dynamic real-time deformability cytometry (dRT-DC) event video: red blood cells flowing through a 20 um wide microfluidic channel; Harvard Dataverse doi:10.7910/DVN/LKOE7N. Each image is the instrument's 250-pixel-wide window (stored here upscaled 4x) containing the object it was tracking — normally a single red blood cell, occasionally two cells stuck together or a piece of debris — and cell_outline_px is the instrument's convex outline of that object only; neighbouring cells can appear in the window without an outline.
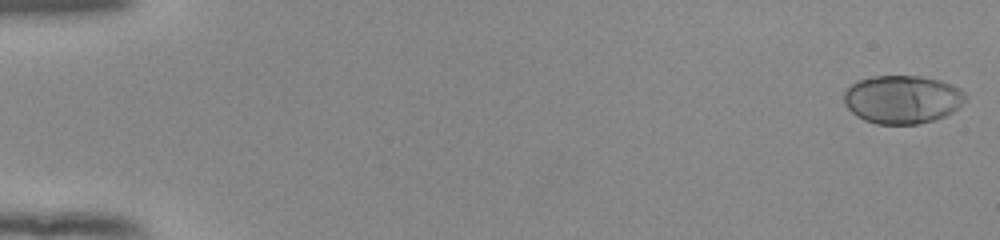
{"species": "human", "species_latin": "Homo sapiens", "temperature_condition": "room temperature", "stored_images_in_passage": 54, "camera_frame_rate_fps": 3000, "um_per_image_px": 0.085, "donor": {"sex": "female"}, "frame": {"image": 1, "passage_image": 1, "time_ms": 0.0, "image_size_px": [1000, 240], "cell_outline_px": [[968, 96], [952, 112], [944, 116], [920, 124], [876, 124], [864, 120], [856, 116], [844, 104], [844, 92], [852, 84], [860, 80], [872, 76], [920, 76], [940, 80], [952, 84], [960, 88]], "centroid_in_image_um": [76.69, 8.45], "position_along_channel_um": 8.3, "area_um2": 34.16}}
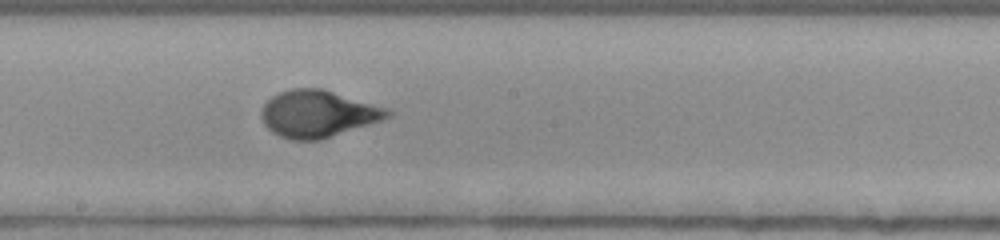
{"frame": {"image": 2, "passage_image": 31, "time_ms": 10.0, "image_size_px": [1000, 240], "cell_outline_px": [[392, 116], [320, 140], [292, 140], [280, 136], [272, 132], [264, 124], [260, 116], [260, 112], [264, 104], [272, 96], [280, 92], [292, 88], [320, 88], [388, 108], [392, 112]], "centroid_in_image_um": [26.99, 9.67], "position_along_channel_um": 221.2, "area_um2": 34.22}}
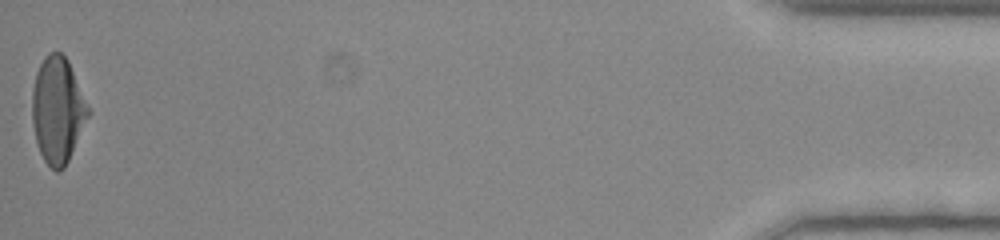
{"frame": {"image": 3, "passage_image": 54, "time_ms": 17.667, "image_size_px": [1000, 240], "cell_outline_px": [[88, 116], [68, 160], [64, 168], [60, 172], [56, 172], [44, 160], [40, 152], [36, 140], [32, 124], [32, 88], [36, 72], [44, 56], [48, 52], [60, 52], [68, 60], [88, 108]], "centroid_in_image_um": [4.85, 9.35], "position_along_channel_um": 430.3, "area_um2": 34.04}, "authors_computed_cell_mechanics": {"area_um2": 33.4373, "velocity_mm_per_s": 3.8849, "shape_relaxation_time_tau1_ms": 5.0256, "shape_relaxation_time_tau2_ms": null, "deformation_change_tau1": 0.2426, "deformation_change_tau2": null}}